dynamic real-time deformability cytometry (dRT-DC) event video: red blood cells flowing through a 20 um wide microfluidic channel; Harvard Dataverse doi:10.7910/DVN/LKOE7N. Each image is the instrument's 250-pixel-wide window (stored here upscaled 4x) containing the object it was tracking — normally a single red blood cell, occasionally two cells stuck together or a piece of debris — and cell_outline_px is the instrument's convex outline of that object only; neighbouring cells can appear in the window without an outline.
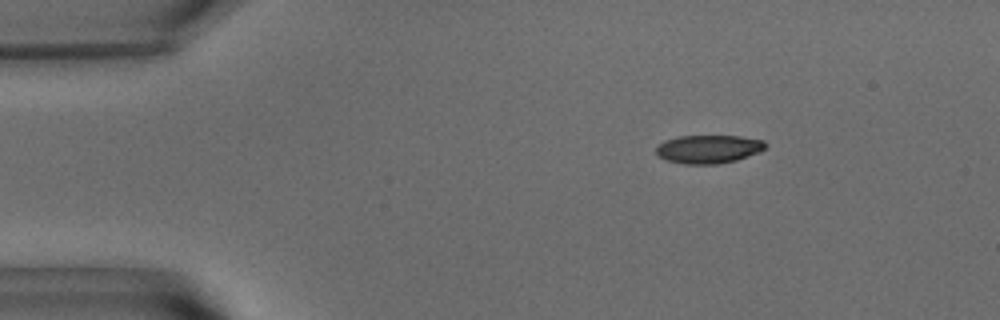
{"species": "common noctule bat (a hibernating species)", "species_latin": "Nyctalus noctula", "temperature_condition": "warm", "stored_images_in_passage": 48, "camera_frame_rate_fps": 3000, "um_per_image_px": 0.085, "animal": {"sex": "male", "body_mass_g": 15.6}, "frame": {"image": 1, "passage_image": 2, "time_ms": 0.333, "image_size_px": [1000, 320], "cell_outline_px": [[768, 148], [760, 152], [736, 160], [716, 164], [684, 164], [668, 160], [656, 156], [656, 148], [664, 140], [680, 136], [740, 136], [764, 140], [768, 144]], "centroid_in_image_um": [60.26, 12.67], "position_along_channel_um": 24.7, "area_um2": 18.21}}
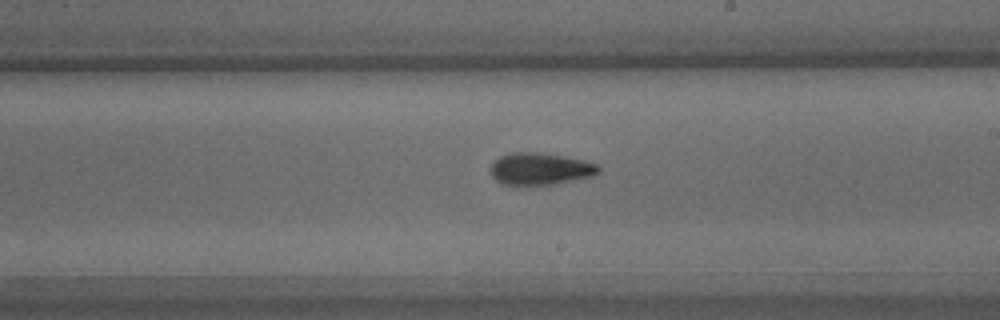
{"frame": {"image": 2, "passage_image": 25, "time_ms": 8.0, "image_size_px": [1000, 320], "cell_outline_px": [[600, 172], [592, 176], [556, 184], [516, 188], [504, 184], [496, 180], [492, 176], [492, 164], [500, 156], [512, 152], [540, 152], [584, 160], [600, 164]], "centroid_in_image_um": [45.93, 14.39], "position_along_channel_um": 243.1, "area_um2": 20.75}}
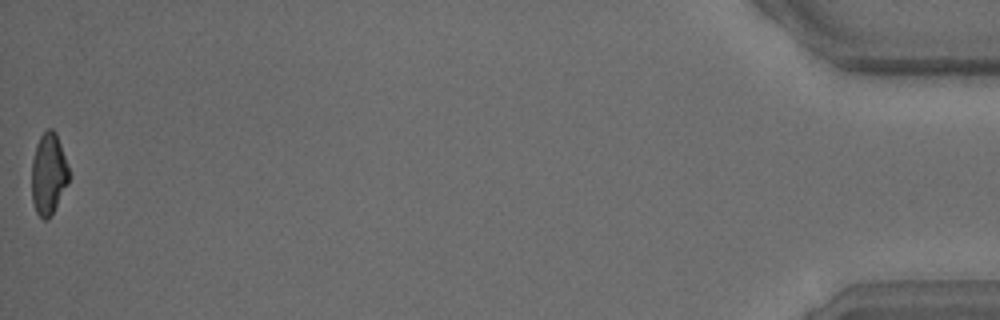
{"frame": {"image": 3, "passage_image": 48, "time_ms": 15.667, "image_size_px": [1000, 320], "cell_outline_px": [[72, 176], [68, 184], [48, 220], [44, 220], [36, 212], [32, 200], [32, 160], [36, 144], [40, 136], [48, 128], [52, 128], [56, 132]], "centroid_in_image_um": [4.14, 14.77], "position_along_channel_um": 431.1, "area_um2": 17.86}, "authors_computed_cell_mechanics": {"area_um2": 19.1029, "velocity_mm_per_s": 3.7318, "shape_relaxation_time_tau1_ms": 6.7564, "shape_relaxation_time_tau2_ms": 3.8815, "deformation_change_tau1": 0.2133, "deformation_change_tau2": 0.1221}}